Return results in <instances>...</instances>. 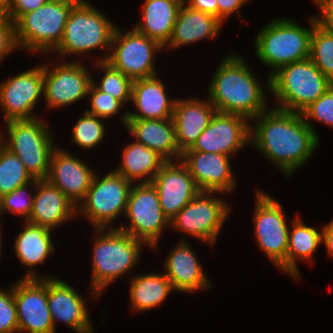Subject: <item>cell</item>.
Wrapping results in <instances>:
<instances>
[{
  "label": "cell",
  "mask_w": 333,
  "mask_h": 333,
  "mask_svg": "<svg viewBox=\"0 0 333 333\" xmlns=\"http://www.w3.org/2000/svg\"><path fill=\"white\" fill-rule=\"evenodd\" d=\"M319 144L320 139L301 113L269 107L250 121V146L286 178L312 159Z\"/></svg>",
  "instance_id": "1"
},
{
  "label": "cell",
  "mask_w": 333,
  "mask_h": 333,
  "mask_svg": "<svg viewBox=\"0 0 333 333\" xmlns=\"http://www.w3.org/2000/svg\"><path fill=\"white\" fill-rule=\"evenodd\" d=\"M213 73L206 96L217 112L240 115L251 121L269 108L266 92L270 91V77L262 85L241 55L228 54Z\"/></svg>",
  "instance_id": "2"
},
{
  "label": "cell",
  "mask_w": 333,
  "mask_h": 333,
  "mask_svg": "<svg viewBox=\"0 0 333 333\" xmlns=\"http://www.w3.org/2000/svg\"><path fill=\"white\" fill-rule=\"evenodd\" d=\"M93 230L90 293L96 300L111 283L137 266L141 250L147 245L118 228Z\"/></svg>",
  "instance_id": "3"
},
{
  "label": "cell",
  "mask_w": 333,
  "mask_h": 333,
  "mask_svg": "<svg viewBox=\"0 0 333 333\" xmlns=\"http://www.w3.org/2000/svg\"><path fill=\"white\" fill-rule=\"evenodd\" d=\"M310 28L290 18H274L257 34L254 40L256 57L270 68L269 77L280 67L306 60L310 56L311 35L316 24L309 17Z\"/></svg>",
  "instance_id": "4"
},
{
  "label": "cell",
  "mask_w": 333,
  "mask_h": 333,
  "mask_svg": "<svg viewBox=\"0 0 333 333\" xmlns=\"http://www.w3.org/2000/svg\"><path fill=\"white\" fill-rule=\"evenodd\" d=\"M116 26L88 0H79L72 7L61 42L51 54L66 61L68 56L79 57L103 49L104 57H97L96 62L105 61Z\"/></svg>",
  "instance_id": "5"
},
{
  "label": "cell",
  "mask_w": 333,
  "mask_h": 333,
  "mask_svg": "<svg viewBox=\"0 0 333 333\" xmlns=\"http://www.w3.org/2000/svg\"><path fill=\"white\" fill-rule=\"evenodd\" d=\"M333 83L308 58L280 67L270 76V94L280 110L301 113Z\"/></svg>",
  "instance_id": "6"
},
{
  "label": "cell",
  "mask_w": 333,
  "mask_h": 333,
  "mask_svg": "<svg viewBox=\"0 0 333 333\" xmlns=\"http://www.w3.org/2000/svg\"><path fill=\"white\" fill-rule=\"evenodd\" d=\"M77 2L49 0L37 10L22 15L14 23L18 49L51 55L62 40L65 24Z\"/></svg>",
  "instance_id": "7"
},
{
  "label": "cell",
  "mask_w": 333,
  "mask_h": 333,
  "mask_svg": "<svg viewBox=\"0 0 333 333\" xmlns=\"http://www.w3.org/2000/svg\"><path fill=\"white\" fill-rule=\"evenodd\" d=\"M4 147L15 154L33 179L46 180L54 142L44 118L5 122ZM6 133V134H5ZM8 137H6V136Z\"/></svg>",
  "instance_id": "8"
},
{
  "label": "cell",
  "mask_w": 333,
  "mask_h": 333,
  "mask_svg": "<svg viewBox=\"0 0 333 333\" xmlns=\"http://www.w3.org/2000/svg\"><path fill=\"white\" fill-rule=\"evenodd\" d=\"M104 175L95 172L85 198L77 207V216H83L92 229L117 228L115 221L124 216L133 185L114 170Z\"/></svg>",
  "instance_id": "9"
},
{
  "label": "cell",
  "mask_w": 333,
  "mask_h": 333,
  "mask_svg": "<svg viewBox=\"0 0 333 333\" xmlns=\"http://www.w3.org/2000/svg\"><path fill=\"white\" fill-rule=\"evenodd\" d=\"M222 194L200 191L170 221L169 228L179 230L185 236L190 235L212 248L232 209Z\"/></svg>",
  "instance_id": "10"
},
{
  "label": "cell",
  "mask_w": 333,
  "mask_h": 333,
  "mask_svg": "<svg viewBox=\"0 0 333 333\" xmlns=\"http://www.w3.org/2000/svg\"><path fill=\"white\" fill-rule=\"evenodd\" d=\"M253 214L254 239L260 251L286 273L288 234L290 224L281 203L257 188Z\"/></svg>",
  "instance_id": "11"
},
{
  "label": "cell",
  "mask_w": 333,
  "mask_h": 333,
  "mask_svg": "<svg viewBox=\"0 0 333 333\" xmlns=\"http://www.w3.org/2000/svg\"><path fill=\"white\" fill-rule=\"evenodd\" d=\"M124 216L129 224L117 225L118 229L143 241L149 249L160 247V235L170 227V222L163 215L157 190L152 183L132 185Z\"/></svg>",
  "instance_id": "12"
},
{
  "label": "cell",
  "mask_w": 333,
  "mask_h": 333,
  "mask_svg": "<svg viewBox=\"0 0 333 333\" xmlns=\"http://www.w3.org/2000/svg\"><path fill=\"white\" fill-rule=\"evenodd\" d=\"M156 40L140 34L134 28L123 31L116 26L106 62L132 81L158 74L155 55L163 51Z\"/></svg>",
  "instance_id": "13"
},
{
  "label": "cell",
  "mask_w": 333,
  "mask_h": 333,
  "mask_svg": "<svg viewBox=\"0 0 333 333\" xmlns=\"http://www.w3.org/2000/svg\"><path fill=\"white\" fill-rule=\"evenodd\" d=\"M50 63H44L43 79V98L48 109L59 110L87 97L93 76L83 62L76 57L73 61Z\"/></svg>",
  "instance_id": "14"
},
{
  "label": "cell",
  "mask_w": 333,
  "mask_h": 333,
  "mask_svg": "<svg viewBox=\"0 0 333 333\" xmlns=\"http://www.w3.org/2000/svg\"><path fill=\"white\" fill-rule=\"evenodd\" d=\"M44 63L0 83V110L4 122L40 117L35 108L43 97Z\"/></svg>",
  "instance_id": "15"
},
{
  "label": "cell",
  "mask_w": 333,
  "mask_h": 333,
  "mask_svg": "<svg viewBox=\"0 0 333 333\" xmlns=\"http://www.w3.org/2000/svg\"><path fill=\"white\" fill-rule=\"evenodd\" d=\"M246 145L250 146V120L240 115L216 112L197 141L185 151L235 157Z\"/></svg>",
  "instance_id": "16"
},
{
  "label": "cell",
  "mask_w": 333,
  "mask_h": 333,
  "mask_svg": "<svg viewBox=\"0 0 333 333\" xmlns=\"http://www.w3.org/2000/svg\"><path fill=\"white\" fill-rule=\"evenodd\" d=\"M19 333H56L47 303V278L14 283Z\"/></svg>",
  "instance_id": "17"
},
{
  "label": "cell",
  "mask_w": 333,
  "mask_h": 333,
  "mask_svg": "<svg viewBox=\"0 0 333 333\" xmlns=\"http://www.w3.org/2000/svg\"><path fill=\"white\" fill-rule=\"evenodd\" d=\"M87 299L59 277L47 278V303L56 332L57 322L77 333H95L89 317Z\"/></svg>",
  "instance_id": "18"
},
{
  "label": "cell",
  "mask_w": 333,
  "mask_h": 333,
  "mask_svg": "<svg viewBox=\"0 0 333 333\" xmlns=\"http://www.w3.org/2000/svg\"><path fill=\"white\" fill-rule=\"evenodd\" d=\"M151 183L157 190L163 215L169 222L200 192L181 160L166 161Z\"/></svg>",
  "instance_id": "19"
},
{
  "label": "cell",
  "mask_w": 333,
  "mask_h": 333,
  "mask_svg": "<svg viewBox=\"0 0 333 333\" xmlns=\"http://www.w3.org/2000/svg\"><path fill=\"white\" fill-rule=\"evenodd\" d=\"M65 149L52 151L46 180L57 187L76 206L83 201L96 171Z\"/></svg>",
  "instance_id": "20"
},
{
  "label": "cell",
  "mask_w": 333,
  "mask_h": 333,
  "mask_svg": "<svg viewBox=\"0 0 333 333\" xmlns=\"http://www.w3.org/2000/svg\"><path fill=\"white\" fill-rule=\"evenodd\" d=\"M231 159L227 155L199 151H184L181 157L200 191L221 192L226 196L237 185Z\"/></svg>",
  "instance_id": "21"
},
{
  "label": "cell",
  "mask_w": 333,
  "mask_h": 333,
  "mask_svg": "<svg viewBox=\"0 0 333 333\" xmlns=\"http://www.w3.org/2000/svg\"><path fill=\"white\" fill-rule=\"evenodd\" d=\"M158 76L133 81L131 102L136 111L128 109L121 112L120 122L123 128L128 119L172 118L177 98L168 97L165 83Z\"/></svg>",
  "instance_id": "22"
},
{
  "label": "cell",
  "mask_w": 333,
  "mask_h": 333,
  "mask_svg": "<svg viewBox=\"0 0 333 333\" xmlns=\"http://www.w3.org/2000/svg\"><path fill=\"white\" fill-rule=\"evenodd\" d=\"M190 244L180 239L178 244L166 256L164 274L168 277L174 290L181 293H194L199 290H210L212 285L208 274Z\"/></svg>",
  "instance_id": "23"
},
{
  "label": "cell",
  "mask_w": 333,
  "mask_h": 333,
  "mask_svg": "<svg viewBox=\"0 0 333 333\" xmlns=\"http://www.w3.org/2000/svg\"><path fill=\"white\" fill-rule=\"evenodd\" d=\"M21 231L16 236L13 242V250L16 258L22 266L27 267L26 272L22 275L21 279H43L54 278L57 276L44 275V273H38V265L45 264V261L49 256L55 253L56 243L53 242V232L47 227L33 225L29 222H23ZM54 252V253H53ZM42 274V275H41Z\"/></svg>",
  "instance_id": "24"
},
{
  "label": "cell",
  "mask_w": 333,
  "mask_h": 333,
  "mask_svg": "<svg viewBox=\"0 0 333 333\" xmlns=\"http://www.w3.org/2000/svg\"><path fill=\"white\" fill-rule=\"evenodd\" d=\"M76 216L77 207L66 195L47 180L36 179L32 212L26 222L56 230Z\"/></svg>",
  "instance_id": "25"
},
{
  "label": "cell",
  "mask_w": 333,
  "mask_h": 333,
  "mask_svg": "<svg viewBox=\"0 0 333 333\" xmlns=\"http://www.w3.org/2000/svg\"><path fill=\"white\" fill-rule=\"evenodd\" d=\"M205 98L176 99L172 118L177 146L182 153L193 146L217 112L208 97Z\"/></svg>",
  "instance_id": "26"
},
{
  "label": "cell",
  "mask_w": 333,
  "mask_h": 333,
  "mask_svg": "<svg viewBox=\"0 0 333 333\" xmlns=\"http://www.w3.org/2000/svg\"><path fill=\"white\" fill-rule=\"evenodd\" d=\"M223 25L214 15L192 9L182 3L170 39L163 48L171 51L205 39L214 40L221 34Z\"/></svg>",
  "instance_id": "27"
},
{
  "label": "cell",
  "mask_w": 333,
  "mask_h": 333,
  "mask_svg": "<svg viewBox=\"0 0 333 333\" xmlns=\"http://www.w3.org/2000/svg\"><path fill=\"white\" fill-rule=\"evenodd\" d=\"M124 128L135 141L156 151L166 161L181 160L173 118L128 119Z\"/></svg>",
  "instance_id": "28"
},
{
  "label": "cell",
  "mask_w": 333,
  "mask_h": 333,
  "mask_svg": "<svg viewBox=\"0 0 333 333\" xmlns=\"http://www.w3.org/2000/svg\"><path fill=\"white\" fill-rule=\"evenodd\" d=\"M181 4L179 0H145L141 21L134 29L164 46L170 39Z\"/></svg>",
  "instance_id": "29"
},
{
  "label": "cell",
  "mask_w": 333,
  "mask_h": 333,
  "mask_svg": "<svg viewBox=\"0 0 333 333\" xmlns=\"http://www.w3.org/2000/svg\"><path fill=\"white\" fill-rule=\"evenodd\" d=\"M288 234V250L286 257V274L292 279L299 280L300 270L297 266L299 261L312 263L314 253L322 245V230L306 225L296 214L291 220ZM298 278V279H297Z\"/></svg>",
  "instance_id": "30"
},
{
  "label": "cell",
  "mask_w": 333,
  "mask_h": 333,
  "mask_svg": "<svg viewBox=\"0 0 333 333\" xmlns=\"http://www.w3.org/2000/svg\"><path fill=\"white\" fill-rule=\"evenodd\" d=\"M122 158L115 172L132 184L151 183L166 160L156 151L135 140L122 148Z\"/></svg>",
  "instance_id": "31"
},
{
  "label": "cell",
  "mask_w": 333,
  "mask_h": 333,
  "mask_svg": "<svg viewBox=\"0 0 333 333\" xmlns=\"http://www.w3.org/2000/svg\"><path fill=\"white\" fill-rule=\"evenodd\" d=\"M130 278L129 304L135 313L159 307L175 291L168 277L161 272L133 274Z\"/></svg>",
  "instance_id": "32"
},
{
  "label": "cell",
  "mask_w": 333,
  "mask_h": 333,
  "mask_svg": "<svg viewBox=\"0 0 333 333\" xmlns=\"http://www.w3.org/2000/svg\"><path fill=\"white\" fill-rule=\"evenodd\" d=\"M94 62L95 69L102 72L100 80L92 83L102 92L121 101L125 106L131 103L132 83L133 81L125 76L121 71L114 69L106 61ZM100 69V70H99Z\"/></svg>",
  "instance_id": "33"
},
{
  "label": "cell",
  "mask_w": 333,
  "mask_h": 333,
  "mask_svg": "<svg viewBox=\"0 0 333 333\" xmlns=\"http://www.w3.org/2000/svg\"><path fill=\"white\" fill-rule=\"evenodd\" d=\"M33 180L21 160L3 147L0 150V197Z\"/></svg>",
  "instance_id": "34"
},
{
  "label": "cell",
  "mask_w": 333,
  "mask_h": 333,
  "mask_svg": "<svg viewBox=\"0 0 333 333\" xmlns=\"http://www.w3.org/2000/svg\"><path fill=\"white\" fill-rule=\"evenodd\" d=\"M103 118L88 114L84 111L77 123L72 127L71 141L83 150L98 147L106 137V124Z\"/></svg>",
  "instance_id": "35"
},
{
  "label": "cell",
  "mask_w": 333,
  "mask_h": 333,
  "mask_svg": "<svg viewBox=\"0 0 333 333\" xmlns=\"http://www.w3.org/2000/svg\"><path fill=\"white\" fill-rule=\"evenodd\" d=\"M309 59L333 83V35L317 23L311 35Z\"/></svg>",
  "instance_id": "36"
},
{
  "label": "cell",
  "mask_w": 333,
  "mask_h": 333,
  "mask_svg": "<svg viewBox=\"0 0 333 333\" xmlns=\"http://www.w3.org/2000/svg\"><path fill=\"white\" fill-rule=\"evenodd\" d=\"M35 189L36 179L0 197V217L8 213L20 216L21 222L27 221L32 212Z\"/></svg>",
  "instance_id": "37"
},
{
  "label": "cell",
  "mask_w": 333,
  "mask_h": 333,
  "mask_svg": "<svg viewBox=\"0 0 333 333\" xmlns=\"http://www.w3.org/2000/svg\"><path fill=\"white\" fill-rule=\"evenodd\" d=\"M306 124L319 136L313 122H320L333 129V84L315 102L301 112ZM313 120V122L311 121Z\"/></svg>",
  "instance_id": "38"
},
{
  "label": "cell",
  "mask_w": 333,
  "mask_h": 333,
  "mask_svg": "<svg viewBox=\"0 0 333 333\" xmlns=\"http://www.w3.org/2000/svg\"><path fill=\"white\" fill-rule=\"evenodd\" d=\"M87 98L91 107L86 109L85 112L103 119L117 116L121 111L120 109L125 106L108 93L100 91L93 83L89 87Z\"/></svg>",
  "instance_id": "39"
},
{
  "label": "cell",
  "mask_w": 333,
  "mask_h": 333,
  "mask_svg": "<svg viewBox=\"0 0 333 333\" xmlns=\"http://www.w3.org/2000/svg\"><path fill=\"white\" fill-rule=\"evenodd\" d=\"M8 288H0V333H19L14 284Z\"/></svg>",
  "instance_id": "40"
},
{
  "label": "cell",
  "mask_w": 333,
  "mask_h": 333,
  "mask_svg": "<svg viewBox=\"0 0 333 333\" xmlns=\"http://www.w3.org/2000/svg\"><path fill=\"white\" fill-rule=\"evenodd\" d=\"M16 49L14 23L8 17H0V64Z\"/></svg>",
  "instance_id": "41"
},
{
  "label": "cell",
  "mask_w": 333,
  "mask_h": 333,
  "mask_svg": "<svg viewBox=\"0 0 333 333\" xmlns=\"http://www.w3.org/2000/svg\"><path fill=\"white\" fill-rule=\"evenodd\" d=\"M49 0H11L9 19L15 23L22 15L37 10Z\"/></svg>",
  "instance_id": "42"
},
{
  "label": "cell",
  "mask_w": 333,
  "mask_h": 333,
  "mask_svg": "<svg viewBox=\"0 0 333 333\" xmlns=\"http://www.w3.org/2000/svg\"><path fill=\"white\" fill-rule=\"evenodd\" d=\"M217 1V18L224 24L226 19L234 16L236 12L241 17L240 10L250 0H216Z\"/></svg>",
  "instance_id": "43"
},
{
  "label": "cell",
  "mask_w": 333,
  "mask_h": 333,
  "mask_svg": "<svg viewBox=\"0 0 333 333\" xmlns=\"http://www.w3.org/2000/svg\"><path fill=\"white\" fill-rule=\"evenodd\" d=\"M185 4L192 9L214 15L217 18L216 0H187Z\"/></svg>",
  "instance_id": "44"
},
{
  "label": "cell",
  "mask_w": 333,
  "mask_h": 333,
  "mask_svg": "<svg viewBox=\"0 0 333 333\" xmlns=\"http://www.w3.org/2000/svg\"><path fill=\"white\" fill-rule=\"evenodd\" d=\"M322 243H324L327 256L333 257V218L326 224H321Z\"/></svg>",
  "instance_id": "45"
},
{
  "label": "cell",
  "mask_w": 333,
  "mask_h": 333,
  "mask_svg": "<svg viewBox=\"0 0 333 333\" xmlns=\"http://www.w3.org/2000/svg\"><path fill=\"white\" fill-rule=\"evenodd\" d=\"M313 1L320 11L319 16L315 15L314 18H333V0H313Z\"/></svg>",
  "instance_id": "46"
},
{
  "label": "cell",
  "mask_w": 333,
  "mask_h": 333,
  "mask_svg": "<svg viewBox=\"0 0 333 333\" xmlns=\"http://www.w3.org/2000/svg\"><path fill=\"white\" fill-rule=\"evenodd\" d=\"M316 23L333 35V18H315Z\"/></svg>",
  "instance_id": "47"
},
{
  "label": "cell",
  "mask_w": 333,
  "mask_h": 333,
  "mask_svg": "<svg viewBox=\"0 0 333 333\" xmlns=\"http://www.w3.org/2000/svg\"><path fill=\"white\" fill-rule=\"evenodd\" d=\"M10 5H11V0H0V17L9 18Z\"/></svg>",
  "instance_id": "48"
},
{
  "label": "cell",
  "mask_w": 333,
  "mask_h": 333,
  "mask_svg": "<svg viewBox=\"0 0 333 333\" xmlns=\"http://www.w3.org/2000/svg\"><path fill=\"white\" fill-rule=\"evenodd\" d=\"M4 130H1L0 128V150L4 147Z\"/></svg>",
  "instance_id": "49"
},
{
  "label": "cell",
  "mask_w": 333,
  "mask_h": 333,
  "mask_svg": "<svg viewBox=\"0 0 333 333\" xmlns=\"http://www.w3.org/2000/svg\"><path fill=\"white\" fill-rule=\"evenodd\" d=\"M0 223H1V222H0ZM1 226H2V225L0 224V258H2V257H1V253H2V244H3V243H2V241H3L2 238H3V237H2V228H1Z\"/></svg>",
  "instance_id": "50"
},
{
  "label": "cell",
  "mask_w": 333,
  "mask_h": 333,
  "mask_svg": "<svg viewBox=\"0 0 333 333\" xmlns=\"http://www.w3.org/2000/svg\"><path fill=\"white\" fill-rule=\"evenodd\" d=\"M181 3H186L187 0H179Z\"/></svg>",
  "instance_id": "51"
},
{
  "label": "cell",
  "mask_w": 333,
  "mask_h": 333,
  "mask_svg": "<svg viewBox=\"0 0 333 333\" xmlns=\"http://www.w3.org/2000/svg\"><path fill=\"white\" fill-rule=\"evenodd\" d=\"M60 1H79V0H60Z\"/></svg>",
  "instance_id": "52"
}]
</instances>
